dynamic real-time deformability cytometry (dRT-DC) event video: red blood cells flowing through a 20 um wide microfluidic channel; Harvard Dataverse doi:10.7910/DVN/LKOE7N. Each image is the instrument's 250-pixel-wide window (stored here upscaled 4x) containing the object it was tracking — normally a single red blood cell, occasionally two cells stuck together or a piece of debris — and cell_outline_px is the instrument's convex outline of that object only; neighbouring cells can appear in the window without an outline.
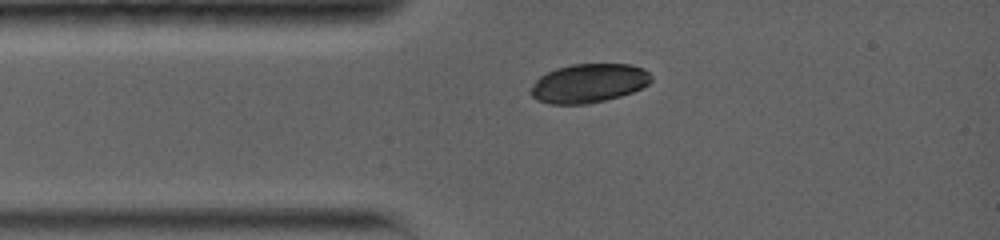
{"species": "common noctule bat (a hibernating species)", "species_latin": "Nyctalus noctula", "temperature_condition": "warm", "stored_images_in_passage": 8, "camera_frame_rate_fps": 5000, "um_per_image_px": 0.085, "animal": {"sex": "female", "body_mass_g": 19.0, "forearm_length_mm": 56.7}, "frame": {"image": 1, "passage_image": 1, "time_ms": 0.0, "image_size_px": [1000, 240], "cell_outline_px": [[652, 80], [648, 84], [632, 92], [620, 96], [588, 104], [552, 104], [536, 100], [528, 92], [532, 84], [540, 76], [556, 68], [572, 64], [632, 64], [644, 68], [652, 76]], "centroid_in_image_um": [50.03, 7.07], "position_along_channel_um": 35.0, "area_um2": 27.46}}
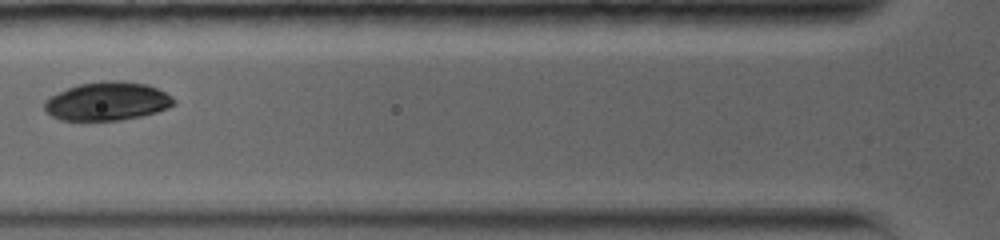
{"frame": {"image": 2, "passage_image": 6, "time_ms": 2.4, "image_size_px": [1000, 240], "cell_outline_px": [[176, 104], [168, 108], [156, 112], [140, 116], [120, 120], [60, 120], [52, 116], [44, 108], [44, 100], [76, 84], [108, 80], [120, 80], [144, 84], [156, 88], [172, 96], [176, 100]], "centroid_in_image_um": [9.13, 8.6], "position_along_channel_um": 116.7, "area_um2": 28.9}}
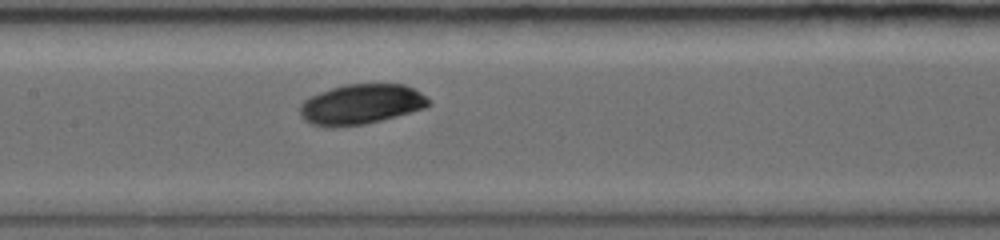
{"frame": {"image": 3, "passage_image": 8, "time_ms": 4.0, "image_size_px": [1000, 240], "cell_outline_px": [[432, 104], [424, 108], [380, 120], [364, 124], [336, 128], [328, 128], [312, 124], [304, 120], [300, 116], [300, 104], [304, 100], [320, 92], [344, 84], [404, 84], [420, 92], [432, 100]], "centroid_in_image_um": [30.68, 8.87], "position_along_channel_um": 176.7, "area_um2": 30.17}}